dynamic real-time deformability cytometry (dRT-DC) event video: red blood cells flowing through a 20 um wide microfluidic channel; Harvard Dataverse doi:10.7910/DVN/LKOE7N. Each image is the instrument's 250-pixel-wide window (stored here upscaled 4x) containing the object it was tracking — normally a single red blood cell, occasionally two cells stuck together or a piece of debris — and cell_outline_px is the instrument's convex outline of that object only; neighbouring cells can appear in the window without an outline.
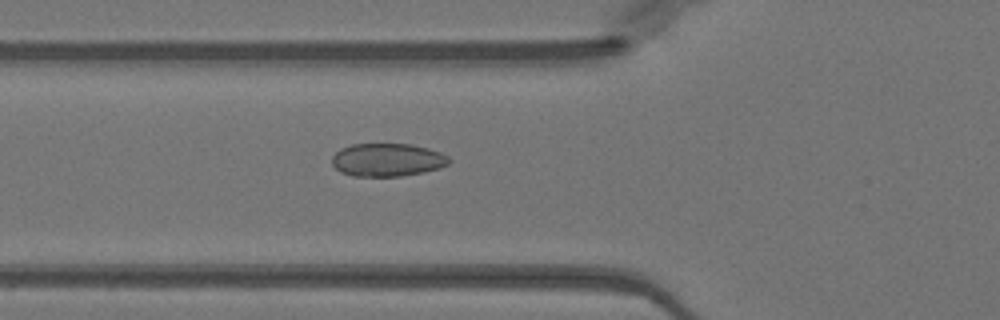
{"species": "Egyptian fruit bat (a non-hibernating species)", "species_latin": "Rousettus aegyptiacus", "temperature_condition": "warm", "stored_images_in_passage": 50, "camera_frame_rate_fps": 3000, "um_per_image_px": 0.085, "animal": {"sex": "female"}, "frame": {"image": 1, "passage_image": 18, "time_ms": 5.667, "image_size_px": [1000, 320], "cell_outline_px": [[452, 160], [448, 164], [440, 168], [424, 172], [400, 176], [352, 176], [340, 172], [332, 164], [332, 156], [340, 148], [352, 144], [412, 144], [428, 148], [440, 152], [448, 156]], "centroid_in_image_um": [32.93, 13.59], "position_along_channel_um": 92.9, "area_um2": 22.72}}
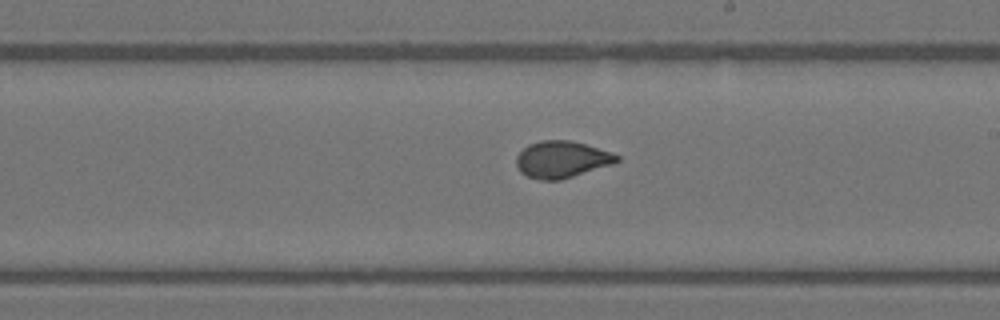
{"frame": {"image": 2, "passage_image": 29, "time_ms": 9.333, "image_size_px": [1000, 320], "cell_outline_px": [[620, 160], [612, 164], [560, 180], [540, 180], [528, 176], [520, 172], [516, 164], [516, 156], [528, 144], [540, 140], [568, 140], [584, 144], [612, 152], [620, 156]], "centroid_in_image_um": [47.73, 13.55], "position_along_channel_um": 241.3, "area_um2": 21.44}}
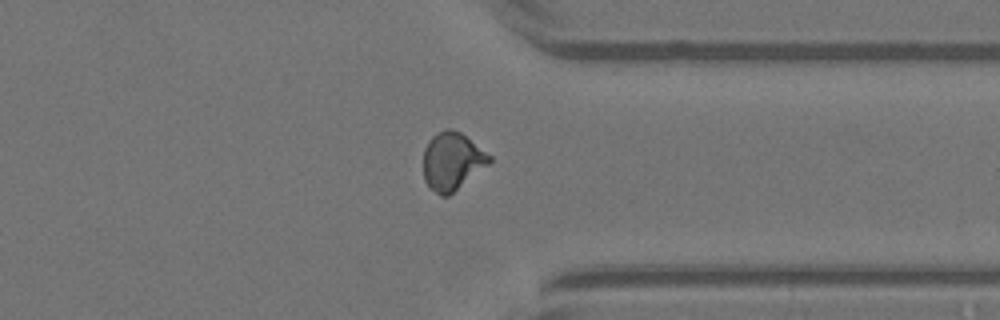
{"frame": {"image": 3, "passage_image": 39, "time_ms": 12.667, "image_size_px": [1000, 320], "cell_outline_px": [[492, 160], [488, 164], [448, 196], [440, 196], [428, 188], [424, 180], [424, 148], [428, 140], [432, 136], [448, 128], [452, 128], [460, 132], [492, 156]], "centroid_in_image_um": [38.4, 13.71], "position_along_channel_um": 373.0, "area_um2": 22.08}, "authors_computed_cell_mechanics": {"area_um2": 21.7906, "velocity_mm_per_s": 4.0302, "shape_relaxation_time_tau1_ms": 8.2109, "shape_relaxation_time_tau2_ms": null, "deformation_change_tau1": 0.1843, "deformation_change_tau2": null}}